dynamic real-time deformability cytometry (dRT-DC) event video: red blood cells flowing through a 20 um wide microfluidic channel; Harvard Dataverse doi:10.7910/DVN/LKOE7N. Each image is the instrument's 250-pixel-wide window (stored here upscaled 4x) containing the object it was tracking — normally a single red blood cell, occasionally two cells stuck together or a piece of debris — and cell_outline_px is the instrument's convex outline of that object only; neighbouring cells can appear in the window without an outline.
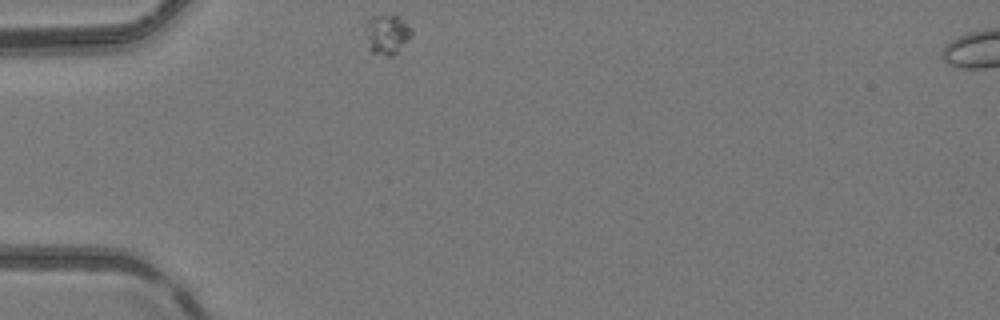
{"species": "common noctule bat (a hibernating species)", "species_latin": "Nyctalus noctula", "temperature_condition": "room temperature", "stored_images_in_passage": 34, "camera_frame_rate_fps": 3000, "um_per_image_px": 0.085, "animal": {"sex": "female", "body_mass_g": 24.6, "forearm_length_mm": 56.2}, "frame": {"image": 1, "passage_image": 1, "time_ms": 0.0, "image_size_px": [1000, 320], "cell_outline_px": [[412, 36], [392, 56], [384, 56], [372, 52], [368, 48], [368, 20], [372, 16], [400, 16], [412, 28]], "centroid_in_image_um": [32.95, 2.93], "position_along_channel_um": 52.1, "area_um2": 10.35}}